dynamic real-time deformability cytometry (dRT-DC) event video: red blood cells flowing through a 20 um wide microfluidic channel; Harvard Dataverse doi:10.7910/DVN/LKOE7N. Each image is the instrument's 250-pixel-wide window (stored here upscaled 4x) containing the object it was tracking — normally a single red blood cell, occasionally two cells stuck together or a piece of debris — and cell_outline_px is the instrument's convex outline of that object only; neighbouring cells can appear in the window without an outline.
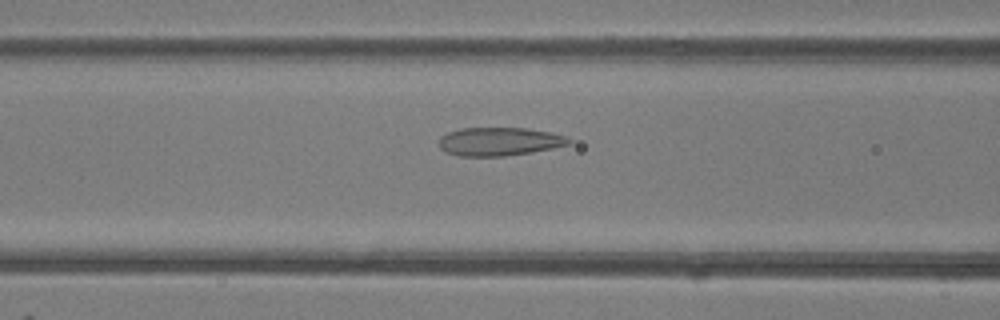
{"species": "common noctule bat (a hibernating species)", "species_latin": "Nyctalus noctula", "temperature_condition": "room temperature", "stored_images_in_passage": 18, "camera_frame_rate_fps": 3000, "um_per_image_px": 0.085, "animal": {"sex": "female"}, "frame": {"image": 1, "passage_image": 16, "time_ms": 5.0, "image_size_px": [1000, 320], "cell_outline_px": [[572, 140], [568, 144], [552, 148], [532, 152], [504, 156], [460, 156], [448, 152], [440, 148], [440, 136], [448, 132], [460, 128], [528, 128], [552, 132], [568, 136]], "centroid_in_image_um": [42.47, 12.02], "position_along_channel_um": 124.1, "area_um2": 21.5}}